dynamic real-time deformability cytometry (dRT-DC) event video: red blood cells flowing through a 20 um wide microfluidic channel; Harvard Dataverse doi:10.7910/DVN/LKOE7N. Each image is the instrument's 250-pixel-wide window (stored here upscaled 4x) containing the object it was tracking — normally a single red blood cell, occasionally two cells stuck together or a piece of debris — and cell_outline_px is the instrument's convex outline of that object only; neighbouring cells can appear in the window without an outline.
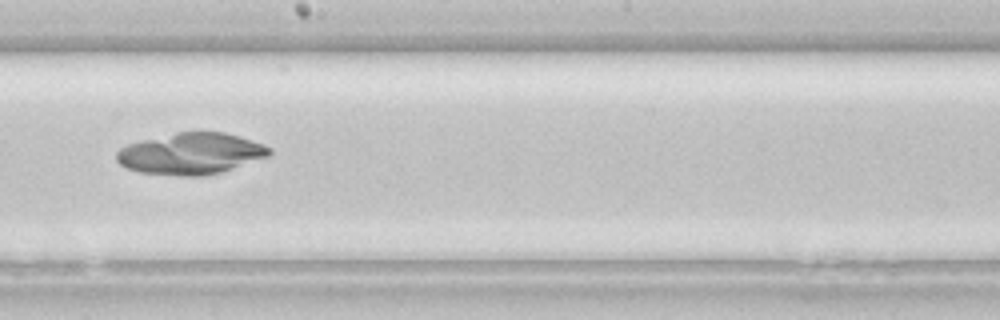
{"species": "common noctule bat (a hibernating species)", "species_latin": "Nyctalus noctula", "temperature_condition": "room temperature", "stored_images_in_passage": 38, "camera_frame_rate_fps": 3000, "um_per_image_px": 0.085, "animal": {"sex": "female", "body_mass_g": 22.7, "forearm_length_mm": 54.2}, "frame": {"image": 1, "passage_image": 20, "time_ms": 6.333, "image_size_px": [1000, 320], "cell_outline_px": [[272, 152], [268, 156], [220, 172], [204, 176], [180, 176], [140, 172], [128, 168], [120, 164], [116, 160], [116, 152], [120, 148], [128, 144], [176, 132], [224, 132], [240, 136], [264, 144], [272, 148]], "centroid_in_image_um": [16.24, 13.06], "position_along_channel_um": 232.0, "area_um2": 36.65}}
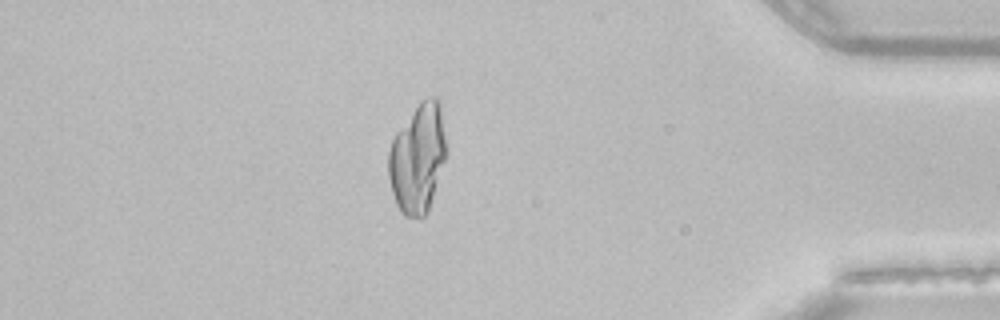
{"frame": {"image": 2, "passage_image": 33, "time_ms": 10.667, "image_size_px": [1000, 320], "cell_outline_px": [[444, 160], [428, 212], [420, 220], [404, 216], [400, 212], [396, 204], [392, 192], [388, 176], [388, 152], [392, 140], [396, 132], [420, 100], [428, 96], [436, 96], [440, 100], [444, 136]], "centroid_in_image_um": [35.47, 13.47], "position_along_channel_um": 399.7, "area_um2": 36.7}}